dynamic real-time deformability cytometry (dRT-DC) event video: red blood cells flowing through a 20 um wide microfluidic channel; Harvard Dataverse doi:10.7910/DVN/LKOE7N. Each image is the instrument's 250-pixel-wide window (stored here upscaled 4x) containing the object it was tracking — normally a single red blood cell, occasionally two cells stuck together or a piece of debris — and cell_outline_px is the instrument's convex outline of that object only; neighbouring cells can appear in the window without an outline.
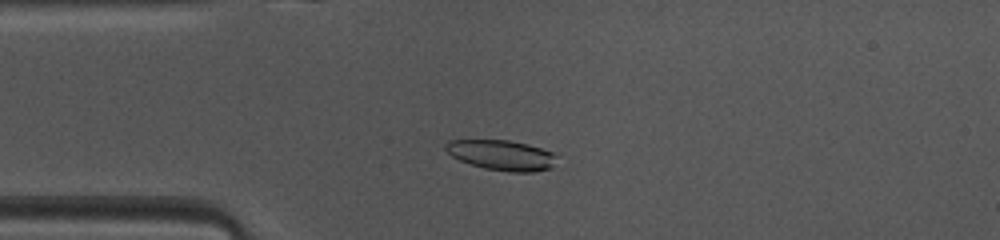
{"species": "common noctule bat (a hibernating species)", "species_latin": "Nyctalus noctula", "temperature_condition": "warm", "stored_images_in_passage": 46, "camera_frame_rate_fps": 3000, "um_per_image_px": 0.085, "animal": {"sex": "female", "body_mass_g": 10.0, "forearm_length_mm": 53.1}, "frame": {"image": 1, "passage_image": 10, "time_ms": 3.0, "image_size_px": [1000, 240], "cell_outline_px": [[556, 156], [552, 168], [532, 172], [508, 172], [484, 168], [460, 160], [452, 156], [444, 148], [444, 144], [448, 140], [508, 140], [528, 144], [552, 152]], "centroid_in_image_um": [42.62, 13.18], "position_along_channel_um": 42.4, "area_um2": 19.48}}
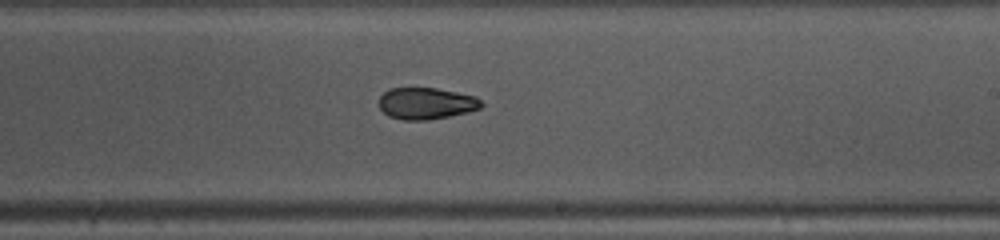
{"frame": {"image": 2, "passage_image": 26, "time_ms": 8.333, "image_size_px": [1000, 240], "cell_outline_px": [[484, 104], [480, 108], [468, 112], [428, 120], [404, 120], [388, 116], [380, 108], [380, 96], [388, 88], [436, 88], [476, 96]], "centroid_in_image_um": [36.23, 8.79], "position_along_channel_um": 252.8, "area_um2": 18.84}}
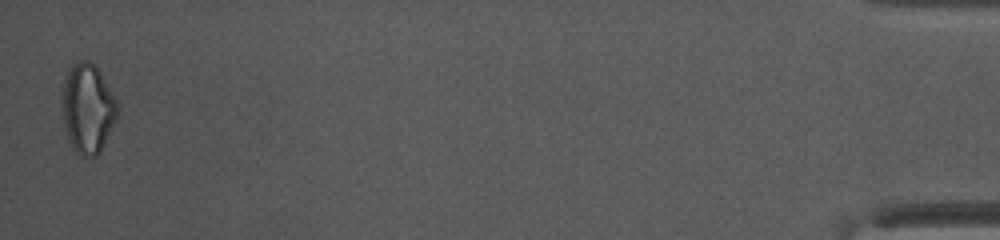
{"frame": {"image": 3, "passage_image": 46, "time_ms": 15.0, "image_size_px": [1000, 240], "cell_outline_px": [[120, 116], [100, 152], [96, 156], [80, 156], [72, 148], [68, 140], [64, 124], [64, 80], [68, 68], [76, 60], [88, 60], [100, 72], [116, 96], [120, 104]], "centroid_in_image_um": [7.53, 9.23], "position_along_channel_um": 427.7, "area_um2": 29.25}, "authors_computed_cell_mechanics": {"area_um2": 19.8832, "velocity_mm_per_s": 4.1358, "shape_relaxation_time_tau1_ms": null, "shape_relaxation_time_tau2_ms": 2.9289, "deformation_change_tau1": null, "deformation_change_tau2": 0.0798}}